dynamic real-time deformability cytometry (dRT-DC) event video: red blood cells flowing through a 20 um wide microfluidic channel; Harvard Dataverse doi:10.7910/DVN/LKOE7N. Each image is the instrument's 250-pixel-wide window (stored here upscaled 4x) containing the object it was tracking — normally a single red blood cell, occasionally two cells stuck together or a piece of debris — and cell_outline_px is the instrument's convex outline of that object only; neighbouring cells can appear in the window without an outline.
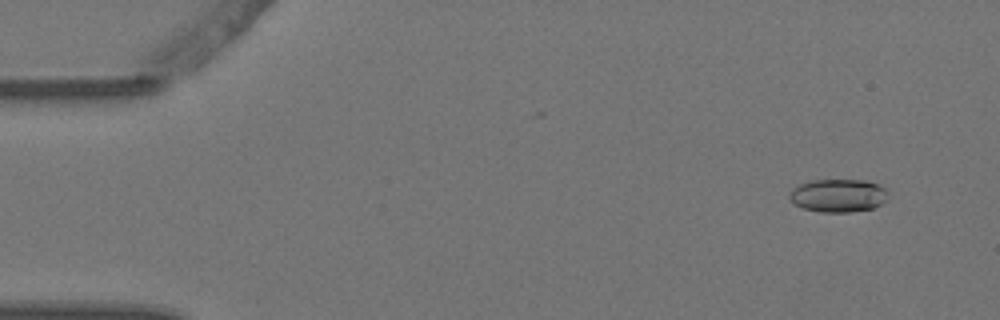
{"species": "Egyptian fruit bat (a non-hibernating species)", "species_latin": "Rousettus aegyptiacus", "temperature_condition": "warm", "stored_images_in_passage": 5, "camera_frame_rate_fps": 3000, "um_per_image_px": 0.085, "animal": {"sex": "female"}, "frame": {"image": 1, "passage_image": 2, "time_ms": 0.333, "image_size_px": [1000, 320], "cell_outline_px": [[888, 192], [884, 200], [880, 204], [872, 208], [852, 212], [820, 212], [804, 208], [796, 204], [788, 196], [788, 192], [792, 188], [800, 184], [812, 180], [864, 180], [876, 184], [884, 188]], "centroid_in_image_um": [71.21, 16.62], "position_along_channel_um": 13.8, "area_um2": 18.84}}
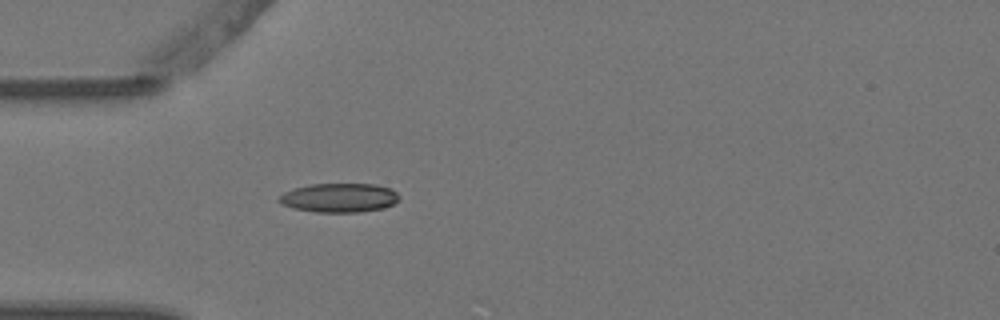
{"frame": {"image": 2, "passage_image": 5, "time_ms": 1.333, "image_size_px": [1000, 320], "cell_outline_px": [[400, 200], [392, 204], [380, 208], [360, 212], [316, 212], [292, 208], [276, 200], [284, 192], [296, 188], [312, 184], [376, 184], [392, 188], [400, 196]], "centroid_in_image_um": [28.86, 16.8], "position_along_channel_um": 56.1, "area_um2": 20.29}}